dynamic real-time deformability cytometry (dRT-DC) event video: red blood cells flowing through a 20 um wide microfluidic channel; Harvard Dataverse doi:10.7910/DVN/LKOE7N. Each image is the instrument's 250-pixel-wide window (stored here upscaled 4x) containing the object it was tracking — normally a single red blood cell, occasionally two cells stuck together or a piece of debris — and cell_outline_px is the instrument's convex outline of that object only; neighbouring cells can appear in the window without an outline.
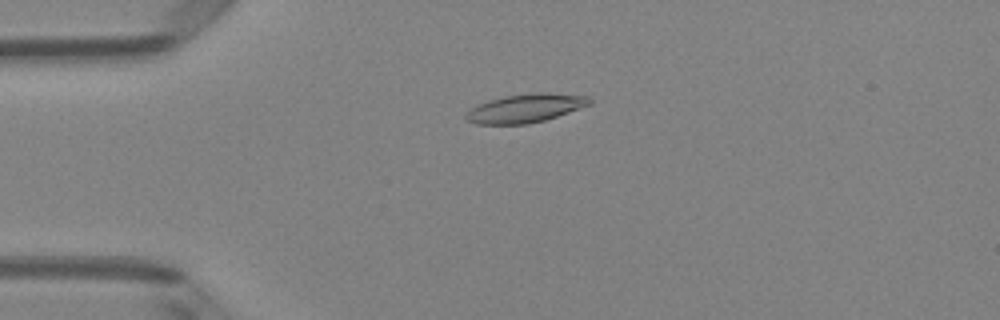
{"species": "Egyptian fruit bat (a non-hibernating species)", "species_latin": "Rousettus aegyptiacus", "temperature_condition": "room temperature", "stored_images_in_passage": 51, "camera_frame_rate_fps": 3000, "um_per_image_px": 0.085, "animal": {"sex": "female"}, "frame": {"image": 1, "passage_image": 13, "time_ms": 4.0, "image_size_px": [1000, 320], "cell_outline_px": [[592, 104], [544, 120], [528, 124], [476, 124], [468, 120], [464, 116], [464, 112], [476, 104], [488, 100], [504, 96], [536, 92], [548, 92], [588, 96], [592, 100]], "centroid_in_image_um": [44.63, 9.19], "position_along_channel_um": 40.4, "area_um2": 20.75}}
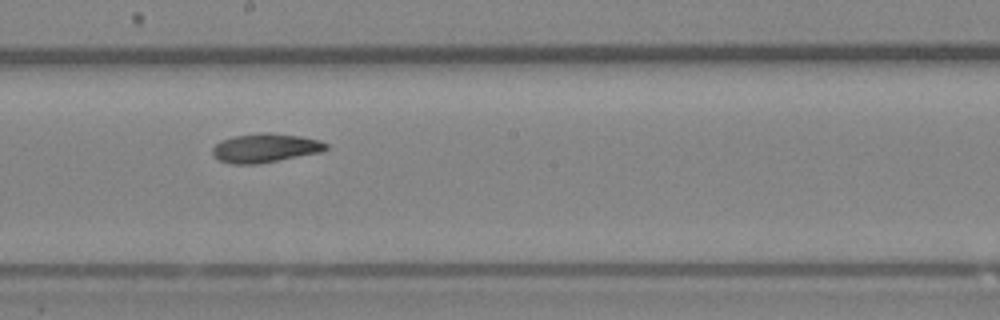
{"frame": {"image": 2, "passage_image": 29, "time_ms": 9.333, "image_size_px": [1000, 320], "cell_outline_px": [[328, 148], [320, 152], [256, 164], [232, 164], [220, 160], [212, 156], [212, 148], [220, 140], [232, 136], [260, 132], [268, 132], [300, 136], [320, 140], [328, 144]], "centroid_in_image_um": [22.51, 12.56], "position_along_channel_um": 225.7, "area_um2": 19.19}}
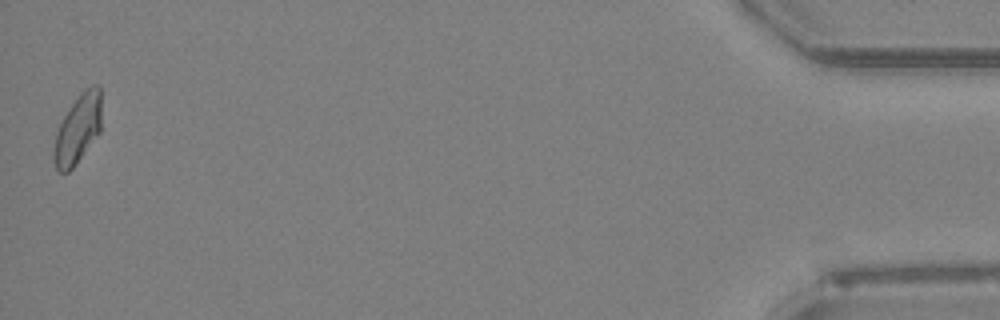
{"frame": {"image": 3, "passage_image": 51, "time_ms": 16.667, "image_size_px": [1000, 320], "cell_outline_px": [[100, 132], [76, 164], [68, 172], [60, 172], [56, 168], [52, 156], [52, 152], [56, 132], [64, 116], [80, 92], [84, 88], [92, 84], [96, 84], [100, 88]], "centroid_in_image_um": [6.6, 10.97], "position_along_channel_um": 428.6, "area_um2": 19.13}, "authors_computed_cell_mechanics": {"area_um2": 19.2474, "velocity_mm_per_s": 4.0142, "shape_relaxation_time_tau1_ms": 6.0364, "shape_relaxation_time_tau2_ms": 4.6697, "deformation_change_tau1": 0.157, "deformation_change_tau2": 0.1017}}